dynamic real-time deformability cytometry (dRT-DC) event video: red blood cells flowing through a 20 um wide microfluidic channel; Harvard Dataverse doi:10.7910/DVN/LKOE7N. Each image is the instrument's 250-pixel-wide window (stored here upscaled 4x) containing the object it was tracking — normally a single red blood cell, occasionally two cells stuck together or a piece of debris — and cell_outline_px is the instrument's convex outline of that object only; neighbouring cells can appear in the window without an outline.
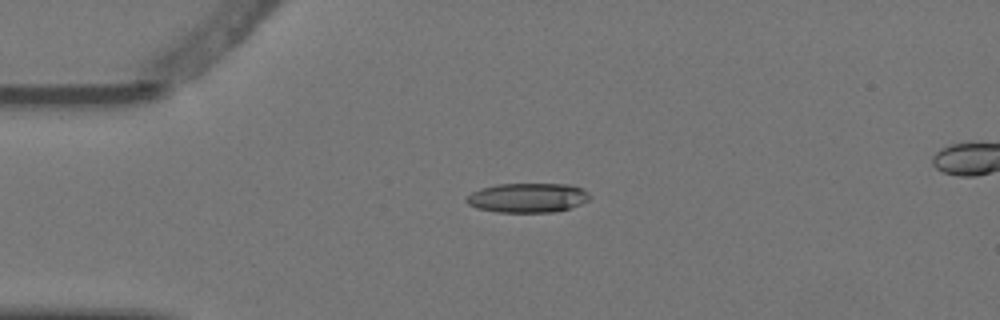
{"species": "Egyptian fruit bat (a non-hibernating species)", "species_latin": "Rousettus aegyptiacus", "temperature_condition": "warm", "stored_images_in_passage": 3, "camera_frame_rate_fps": 3000, "um_per_image_px": 0.085, "animal": {"sex": "female"}, "frame": {"image": 1, "passage_image": 1, "time_ms": 0.0, "image_size_px": [1000, 320], "cell_outline_px": [[592, 196], [588, 200], [580, 204], [568, 208], [552, 212], [496, 212], [476, 208], [468, 204], [464, 200], [472, 192], [480, 188], [496, 184], [572, 184], [584, 188]], "centroid_in_image_um": [44.85, 16.8], "position_along_channel_um": 40.1, "area_um2": 21.33}}